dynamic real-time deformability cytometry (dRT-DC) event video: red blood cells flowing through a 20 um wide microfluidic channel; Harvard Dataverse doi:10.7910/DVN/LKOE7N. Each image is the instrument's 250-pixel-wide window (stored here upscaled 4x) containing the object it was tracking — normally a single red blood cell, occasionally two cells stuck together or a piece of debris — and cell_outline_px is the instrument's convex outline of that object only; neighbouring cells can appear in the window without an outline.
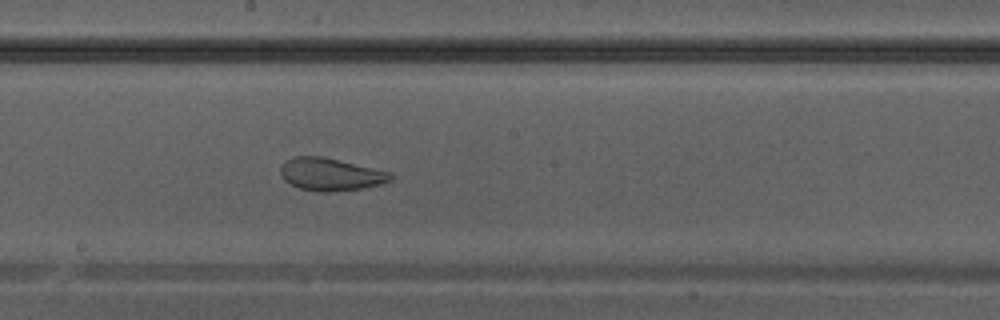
{"species": "Egyptian fruit bat (a non-hibernating species)", "species_latin": "Rousettus aegyptiacus", "temperature_condition": "warm", "stored_images_in_passage": 42, "camera_frame_rate_fps": 3000, "um_per_image_px": 0.085, "animal": {"sex": "male"}, "frame": {"image": 1, "passage_image": 24, "time_ms": 7.667, "image_size_px": [1000, 320], "cell_outline_px": [[392, 180], [380, 184], [364, 188], [328, 192], [320, 192], [300, 188], [284, 180], [280, 172], [280, 168], [284, 160], [296, 156], [324, 156], [392, 172]], "centroid_in_image_um": [28.11, 14.8], "position_along_channel_um": 220.1, "area_um2": 21.04}}